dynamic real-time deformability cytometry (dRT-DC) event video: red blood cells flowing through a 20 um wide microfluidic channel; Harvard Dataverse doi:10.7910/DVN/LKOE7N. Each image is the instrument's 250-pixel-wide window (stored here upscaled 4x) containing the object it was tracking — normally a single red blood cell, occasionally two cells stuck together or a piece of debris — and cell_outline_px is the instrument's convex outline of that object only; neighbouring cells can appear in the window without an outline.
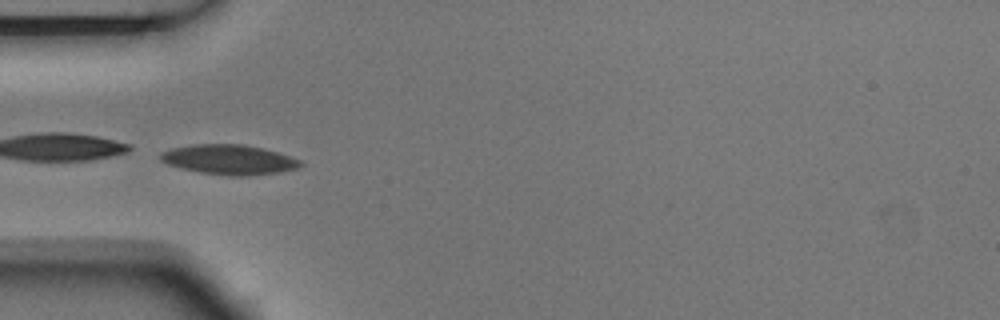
{"species": "Egyptian fruit bat (a non-hibernating species)", "species_latin": "Rousettus aegyptiacus", "temperature_condition": "room temperature", "stored_images_in_passage": 5, "camera_frame_rate_fps": 3000, "um_per_image_px": 0.085, "animal": {"sex": "male"}, "frame": {"image": 1, "passage_image": 4, "time_ms": 1.0, "image_size_px": [1000, 320], "cell_outline_px": [[304, 164], [300, 168], [280, 172], [248, 176], [228, 176], [200, 172], [180, 168], [168, 164], [160, 160], [160, 152], [172, 148], [192, 144], [244, 144], [264, 148], [280, 152], [304, 160]], "centroid_in_image_um": [19.55, 13.56], "position_along_channel_um": 65.4, "area_um2": 24.85}}
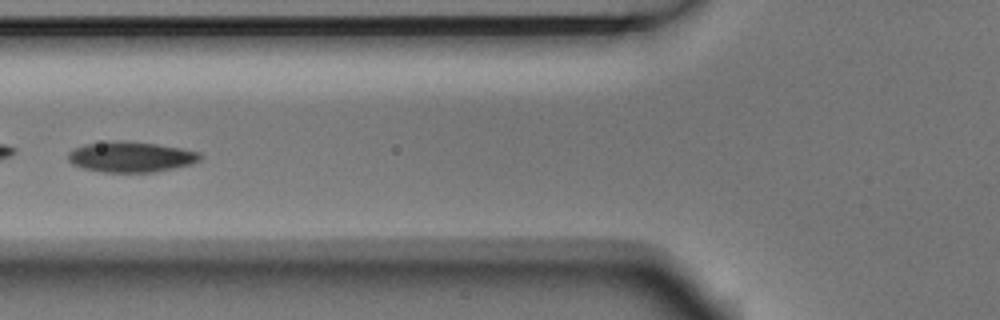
{"frame": {"image": 2, "passage_image": 5, "time_ms": 1.333, "image_size_px": [1000, 320], "cell_outline_px": [[204, 156], [200, 160], [192, 164], [156, 172], [104, 172], [84, 168], [72, 164], [68, 160], [68, 152], [84, 144], [108, 140], [124, 140], [156, 144], [180, 148], [200, 152]], "centroid_in_image_um": [11.14, 13.32], "position_along_channel_um": 114.7, "area_um2": 23.7}}